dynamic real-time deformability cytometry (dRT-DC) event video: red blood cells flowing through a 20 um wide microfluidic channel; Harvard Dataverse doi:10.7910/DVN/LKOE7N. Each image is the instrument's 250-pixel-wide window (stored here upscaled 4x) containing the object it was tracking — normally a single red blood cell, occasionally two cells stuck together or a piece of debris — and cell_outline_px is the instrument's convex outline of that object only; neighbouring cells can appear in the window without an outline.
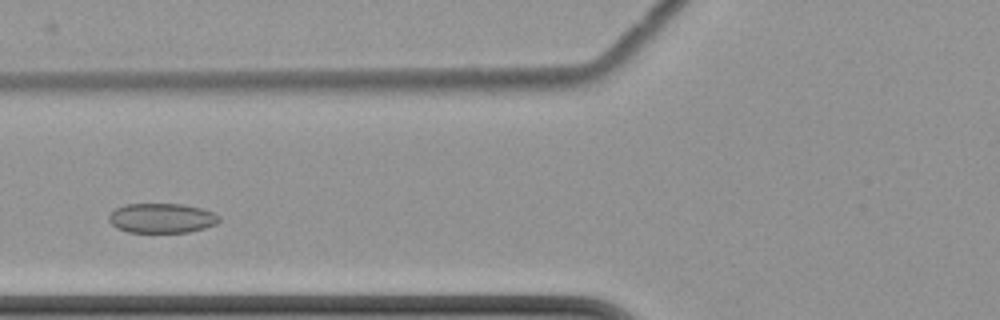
{"species": "common noctule bat (a hibernating species)", "species_latin": "Nyctalus noctula", "temperature_condition": "cold", "stored_images_in_passage": 5, "camera_frame_rate_fps": 3000, "um_per_image_px": 0.085, "animal": {"sex": "female", "body_mass_g": 22.7, "forearm_length_mm": 54.2}, "frame": {"image": 1, "passage_image": 4, "time_ms": 3.667, "image_size_px": [1000, 320], "cell_outline_px": [[220, 220], [216, 224], [204, 228], [188, 232], [128, 232], [116, 228], [108, 220], [108, 216], [116, 208], [124, 204], [180, 204], [200, 208], [212, 212], [220, 216]], "centroid_in_image_um": [13.73, 18.54], "position_along_channel_um": 112.1, "area_um2": 19.02}}
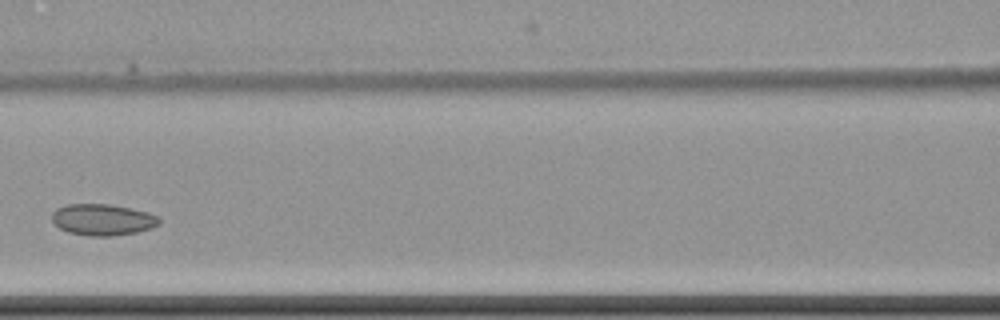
{"frame": {"image": 2, "passage_image": 5, "time_ms": 5.0, "image_size_px": [1000, 320], "cell_outline_px": [[160, 224], [152, 228], [136, 232], [112, 236], [92, 236], [68, 232], [60, 228], [52, 220], [52, 212], [56, 208], [68, 204], [112, 204], [148, 212], [156, 216], [160, 220]], "centroid_in_image_um": [8.73, 18.66], "position_along_channel_um": 157.9, "area_um2": 19.59}}